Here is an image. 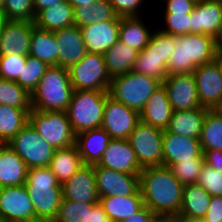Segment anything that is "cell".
<instances>
[{
    "label": "cell",
    "instance_id": "41",
    "mask_svg": "<svg viewBox=\"0 0 222 222\" xmlns=\"http://www.w3.org/2000/svg\"><path fill=\"white\" fill-rule=\"evenodd\" d=\"M175 49V36L165 34L159 30L153 31L148 45L143 49V53H155L167 66L171 54Z\"/></svg>",
    "mask_w": 222,
    "mask_h": 222
},
{
    "label": "cell",
    "instance_id": "32",
    "mask_svg": "<svg viewBox=\"0 0 222 222\" xmlns=\"http://www.w3.org/2000/svg\"><path fill=\"white\" fill-rule=\"evenodd\" d=\"M142 16L121 17L119 26V41L137 51H142L149 43L153 31L149 29ZM152 31V32H151Z\"/></svg>",
    "mask_w": 222,
    "mask_h": 222
},
{
    "label": "cell",
    "instance_id": "2",
    "mask_svg": "<svg viewBox=\"0 0 222 222\" xmlns=\"http://www.w3.org/2000/svg\"><path fill=\"white\" fill-rule=\"evenodd\" d=\"M215 38L207 34L175 36V49L167 63L169 75L192 73L198 66L215 60Z\"/></svg>",
    "mask_w": 222,
    "mask_h": 222
},
{
    "label": "cell",
    "instance_id": "7",
    "mask_svg": "<svg viewBox=\"0 0 222 222\" xmlns=\"http://www.w3.org/2000/svg\"><path fill=\"white\" fill-rule=\"evenodd\" d=\"M29 123L55 150L75 144L76 134L65 111L29 112Z\"/></svg>",
    "mask_w": 222,
    "mask_h": 222
},
{
    "label": "cell",
    "instance_id": "26",
    "mask_svg": "<svg viewBox=\"0 0 222 222\" xmlns=\"http://www.w3.org/2000/svg\"><path fill=\"white\" fill-rule=\"evenodd\" d=\"M207 111L208 108L205 107L173 111L166 131L180 136L200 139Z\"/></svg>",
    "mask_w": 222,
    "mask_h": 222
},
{
    "label": "cell",
    "instance_id": "1",
    "mask_svg": "<svg viewBox=\"0 0 222 222\" xmlns=\"http://www.w3.org/2000/svg\"><path fill=\"white\" fill-rule=\"evenodd\" d=\"M139 187L146 206L157 216L178 215L183 185L165 166L145 167L139 174Z\"/></svg>",
    "mask_w": 222,
    "mask_h": 222
},
{
    "label": "cell",
    "instance_id": "45",
    "mask_svg": "<svg viewBox=\"0 0 222 222\" xmlns=\"http://www.w3.org/2000/svg\"><path fill=\"white\" fill-rule=\"evenodd\" d=\"M27 56L11 54L0 55V78L16 81L26 64Z\"/></svg>",
    "mask_w": 222,
    "mask_h": 222
},
{
    "label": "cell",
    "instance_id": "35",
    "mask_svg": "<svg viewBox=\"0 0 222 222\" xmlns=\"http://www.w3.org/2000/svg\"><path fill=\"white\" fill-rule=\"evenodd\" d=\"M110 0H95L93 5L74 8V25L79 28L112 20L116 17Z\"/></svg>",
    "mask_w": 222,
    "mask_h": 222
},
{
    "label": "cell",
    "instance_id": "53",
    "mask_svg": "<svg viewBox=\"0 0 222 222\" xmlns=\"http://www.w3.org/2000/svg\"><path fill=\"white\" fill-rule=\"evenodd\" d=\"M63 1L64 0H33L34 14L36 16L43 9H46L54 4H58Z\"/></svg>",
    "mask_w": 222,
    "mask_h": 222
},
{
    "label": "cell",
    "instance_id": "36",
    "mask_svg": "<svg viewBox=\"0 0 222 222\" xmlns=\"http://www.w3.org/2000/svg\"><path fill=\"white\" fill-rule=\"evenodd\" d=\"M202 152L205 150L222 151V116L208 109L200 135Z\"/></svg>",
    "mask_w": 222,
    "mask_h": 222
},
{
    "label": "cell",
    "instance_id": "34",
    "mask_svg": "<svg viewBox=\"0 0 222 222\" xmlns=\"http://www.w3.org/2000/svg\"><path fill=\"white\" fill-rule=\"evenodd\" d=\"M31 110L0 104V144H8L29 123Z\"/></svg>",
    "mask_w": 222,
    "mask_h": 222
},
{
    "label": "cell",
    "instance_id": "27",
    "mask_svg": "<svg viewBox=\"0 0 222 222\" xmlns=\"http://www.w3.org/2000/svg\"><path fill=\"white\" fill-rule=\"evenodd\" d=\"M99 203L111 222H120L144 207L140 189L128 196L99 197Z\"/></svg>",
    "mask_w": 222,
    "mask_h": 222
},
{
    "label": "cell",
    "instance_id": "20",
    "mask_svg": "<svg viewBox=\"0 0 222 222\" xmlns=\"http://www.w3.org/2000/svg\"><path fill=\"white\" fill-rule=\"evenodd\" d=\"M194 158H204L199 139L180 136L164 130L163 132V166L171 167Z\"/></svg>",
    "mask_w": 222,
    "mask_h": 222
},
{
    "label": "cell",
    "instance_id": "14",
    "mask_svg": "<svg viewBox=\"0 0 222 222\" xmlns=\"http://www.w3.org/2000/svg\"><path fill=\"white\" fill-rule=\"evenodd\" d=\"M173 111L201 108L192 73L169 75L162 83Z\"/></svg>",
    "mask_w": 222,
    "mask_h": 222
},
{
    "label": "cell",
    "instance_id": "15",
    "mask_svg": "<svg viewBox=\"0 0 222 222\" xmlns=\"http://www.w3.org/2000/svg\"><path fill=\"white\" fill-rule=\"evenodd\" d=\"M192 74L201 106L213 109L222 97V77L217 61L198 66Z\"/></svg>",
    "mask_w": 222,
    "mask_h": 222
},
{
    "label": "cell",
    "instance_id": "62",
    "mask_svg": "<svg viewBox=\"0 0 222 222\" xmlns=\"http://www.w3.org/2000/svg\"><path fill=\"white\" fill-rule=\"evenodd\" d=\"M4 0H0V16H3Z\"/></svg>",
    "mask_w": 222,
    "mask_h": 222
},
{
    "label": "cell",
    "instance_id": "51",
    "mask_svg": "<svg viewBox=\"0 0 222 222\" xmlns=\"http://www.w3.org/2000/svg\"><path fill=\"white\" fill-rule=\"evenodd\" d=\"M156 217V214H154L146 206H144L140 211L120 222H155Z\"/></svg>",
    "mask_w": 222,
    "mask_h": 222
},
{
    "label": "cell",
    "instance_id": "9",
    "mask_svg": "<svg viewBox=\"0 0 222 222\" xmlns=\"http://www.w3.org/2000/svg\"><path fill=\"white\" fill-rule=\"evenodd\" d=\"M68 70L73 90L108 91L111 78L103 55L87 53Z\"/></svg>",
    "mask_w": 222,
    "mask_h": 222
},
{
    "label": "cell",
    "instance_id": "3",
    "mask_svg": "<svg viewBox=\"0 0 222 222\" xmlns=\"http://www.w3.org/2000/svg\"><path fill=\"white\" fill-rule=\"evenodd\" d=\"M25 186L36 218L53 222L63 198L62 185L49 167L28 169Z\"/></svg>",
    "mask_w": 222,
    "mask_h": 222
},
{
    "label": "cell",
    "instance_id": "23",
    "mask_svg": "<svg viewBox=\"0 0 222 222\" xmlns=\"http://www.w3.org/2000/svg\"><path fill=\"white\" fill-rule=\"evenodd\" d=\"M110 140V135L102 127L76 134L75 145L78 148L83 164H98Z\"/></svg>",
    "mask_w": 222,
    "mask_h": 222
},
{
    "label": "cell",
    "instance_id": "10",
    "mask_svg": "<svg viewBox=\"0 0 222 222\" xmlns=\"http://www.w3.org/2000/svg\"><path fill=\"white\" fill-rule=\"evenodd\" d=\"M163 132L141 120L128 138L142 168L163 166Z\"/></svg>",
    "mask_w": 222,
    "mask_h": 222
},
{
    "label": "cell",
    "instance_id": "31",
    "mask_svg": "<svg viewBox=\"0 0 222 222\" xmlns=\"http://www.w3.org/2000/svg\"><path fill=\"white\" fill-rule=\"evenodd\" d=\"M82 166V158L77 146L56 149L49 164V168L61 185L67 182Z\"/></svg>",
    "mask_w": 222,
    "mask_h": 222
},
{
    "label": "cell",
    "instance_id": "57",
    "mask_svg": "<svg viewBox=\"0 0 222 222\" xmlns=\"http://www.w3.org/2000/svg\"><path fill=\"white\" fill-rule=\"evenodd\" d=\"M216 113L222 116V97L220 101L213 107V109Z\"/></svg>",
    "mask_w": 222,
    "mask_h": 222
},
{
    "label": "cell",
    "instance_id": "29",
    "mask_svg": "<svg viewBox=\"0 0 222 222\" xmlns=\"http://www.w3.org/2000/svg\"><path fill=\"white\" fill-rule=\"evenodd\" d=\"M37 28L57 31L74 25V8L67 0L40 11L34 20Z\"/></svg>",
    "mask_w": 222,
    "mask_h": 222
},
{
    "label": "cell",
    "instance_id": "55",
    "mask_svg": "<svg viewBox=\"0 0 222 222\" xmlns=\"http://www.w3.org/2000/svg\"><path fill=\"white\" fill-rule=\"evenodd\" d=\"M68 3L73 7H84V5L90 4L93 5L95 0H67Z\"/></svg>",
    "mask_w": 222,
    "mask_h": 222
},
{
    "label": "cell",
    "instance_id": "58",
    "mask_svg": "<svg viewBox=\"0 0 222 222\" xmlns=\"http://www.w3.org/2000/svg\"><path fill=\"white\" fill-rule=\"evenodd\" d=\"M215 60L217 61L218 63V66H219V70H220V73H221V77H222V55H217Z\"/></svg>",
    "mask_w": 222,
    "mask_h": 222
},
{
    "label": "cell",
    "instance_id": "50",
    "mask_svg": "<svg viewBox=\"0 0 222 222\" xmlns=\"http://www.w3.org/2000/svg\"><path fill=\"white\" fill-rule=\"evenodd\" d=\"M205 164L222 171V151L221 150H205L203 151Z\"/></svg>",
    "mask_w": 222,
    "mask_h": 222
},
{
    "label": "cell",
    "instance_id": "28",
    "mask_svg": "<svg viewBox=\"0 0 222 222\" xmlns=\"http://www.w3.org/2000/svg\"><path fill=\"white\" fill-rule=\"evenodd\" d=\"M210 200L211 195L201 185L197 183L185 185L178 216L182 219H203Z\"/></svg>",
    "mask_w": 222,
    "mask_h": 222
},
{
    "label": "cell",
    "instance_id": "11",
    "mask_svg": "<svg viewBox=\"0 0 222 222\" xmlns=\"http://www.w3.org/2000/svg\"><path fill=\"white\" fill-rule=\"evenodd\" d=\"M140 121V114L115 101L109 95L106 97L102 128L111 139H128L130 133Z\"/></svg>",
    "mask_w": 222,
    "mask_h": 222
},
{
    "label": "cell",
    "instance_id": "25",
    "mask_svg": "<svg viewBox=\"0 0 222 222\" xmlns=\"http://www.w3.org/2000/svg\"><path fill=\"white\" fill-rule=\"evenodd\" d=\"M28 167L7 144H0V188L26 182Z\"/></svg>",
    "mask_w": 222,
    "mask_h": 222
},
{
    "label": "cell",
    "instance_id": "46",
    "mask_svg": "<svg viewBox=\"0 0 222 222\" xmlns=\"http://www.w3.org/2000/svg\"><path fill=\"white\" fill-rule=\"evenodd\" d=\"M197 184L201 185L210 195L222 196V171L204 164L199 174Z\"/></svg>",
    "mask_w": 222,
    "mask_h": 222
},
{
    "label": "cell",
    "instance_id": "44",
    "mask_svg": "<svg viewBox=\"0 0 222 222\" xmlns=\"http://www.w3.org/2000/svg\"><path fill=\"white\" fill-rule=\"evenodd\" d=\"M166 27L159 31L172 36H182L191 33V14H163Z\"/></svg>",
    "mask_w": 222,
    "mask_h": 222
},
{
    "label": "cell",
    "instance_id": "39",
    "mask_svg": "<svg viewBox=\"0 0 222 222\" xmlns=\"http://www.w3.org/2000/svg\"><path fill=\"white\" fill-rule=\"evenodd\" d=\"M49 66L37 57L28 55L26 64L21 70V75L18 76L15 82L31 94L37 88L40 79Z\"/></svg>",
    "mask_w": 222,
    "mask_h": 222
},
{
    "label": "cell",
    "instance_id": "43",
    "mask_svg": "<svg viewBox=\"0 0 222 222\" xmlns=\"http://www.w3.org/2000/svg\"><path fill=\"white\" fill-rule=\"evenodd\" d=\"M204 158H194L193 160L174 163L170 169L174 176L183 185L197 183L199 174L204 166Z\"/></svg>",
    "mask_w": 222,
    "mask_h": 222
},
{
    "label": "cell",
    "instance_id": "6",
    "mask_svg": "<svg viewBox=\"0 0 222 222\" xmlns=\"http://www.w3.org/2000/svg\"><path fill=\"white\" fill-rule=\"evenodd\" d=\"M108 91L73 90L66 110L75 134L102 127Z\"/></svg>",
    "mask_w": 222,
    "mask_h": 222
},
{
    "label": "cell",
    "instance_id": "56",
    "mask_svg": "<svg viewBox=\"0 0 222 222\" xmlns=\"http://www.w3.org/2000/svg\"><path fill=\"white\" fill-rule=\"evenodd\" d=\"M216 43V54L222 55V28L220 29L219 35L215 38Z\"/></svg>",
    "mask_w": 222,
    "mask_h": 222
},
{
    "label": "cell",
    "instance_id": "54",
    "mask_svg": "<svg viewBox=\"0 0 222 222\" xmlns=\"http://www.w3.org/2000/svg\"><path fill=\"white\" fill-rule=\"evenodd\" d=\"M155 222H183V219L178 215L157 216Z\"/></svg>",
    "mask_w": 222,
    "mask_h": 222
},
{
    "label": "cell",
    "instance_id": "12",
    "mask_svg": "<svg viewBox=\"0 0 222 222\" xmlns=\"http://www.w3.org/2000/svg\"><path fill=\"white\" fill-rule=\"evenodd\" d=\"M0 218L5 222L36 218L25 184L0 188Z\"/></svg>",
    "mask_w": 222,
    "mask_h": 222
},
{
    "label": "cell",
    "instance_id": "37",
    "mask_svg": "<svg viewBox=\"0 0 222 222\" xmlns=\"http://www.w3.org/2000/svg\"><path fill=\"white\" fill-rule=\"evenodd\" d=\"M0 104L19 109H32L31 94L15 81L0 78Z\"/></svg>",
    "mask_w": 222,
    "mask_h": 222
},
{
    "label": "cell",
    "instance_id": "17",
    "mask_svg": "<svg viewBox=\"0 0 222 222\" xmlns=\"http://www.w3.org/2000/svg\"><path fill=\"white\" fill-rule=\"evenodd\" d=\"M121 17L81 27L83 40L88 53L103 55L119 41Z\"/></svg>",
    "mask_w": 222,
    "mask_h": 222
},
{
    "label": "cell",
    "instance_id": "5",
    "mask_svg": "<svg viewBox=\"0 0 222 222\" xmlns=\"http://www.w3.org/2000/svg\"><path fill=\"white\" fill-rule=\"evenodd\" d=\"M161 85L159 80L131 70L111 78L108 95L140 114L147 100Z\"/></svg>",
    "mask_w": 222,
    "mask_h": 222
},
{
    "label": "cell",
    "instance_id": "19",
    "mask_svg": "<svg viewBox=\"0 0 222 222\" xmlns=\"http://www.w3.org/2000/svg\"><path fill=\"white\" fill-rule=\"evenodd\" d=\"M34 22L6 20L0 36V55L28 56Z\"/></svg>",
    "mask_w": 222,
    "mask_h": 222
},
{
    "label": "cell",
    "instance_id": "40",
    "mask_svg": "<svg viewBox=\"0 0 222 222\" xmlns=\"http://www.w3.org/2000/svg\"><path fill=\"white\" fill-rule=\"evenodd\" d=\"M92 205L62 198L57 217L53 222H88L89 209Z\"/></svg>",
    "mask_w": 222,
    "mask_h": 222
},
{
    "label": "cell",
    "instance_id": "4",
    "mask_svg": "<svg viewBox=\"0 0 222 222\" xmlns=\"http://www.w3.org/2000/svg\"><path fill=\"white\" fill-rule=\"evenodd\" d=\"M72 93L69 70L58 65L49 66L31 93L32 109L66 112Z\"/></svg>",
    "mask_w": 222,
    "mask_h": 222
},
{
    "label": "cell",
    "instance_id": "52",
    "mask_svg": "<svg viewBox=\"0 0 222 222\" xmlns=\"http://www.w3.org/2000/svg\"><path fill=\"white\" fill-rule=\"evenodd\" d=\"M88 222H111L102 205L98 202L89 209Z\"/></svg>",
    "mask_w": 222,
    "mask_h": 222
},
{
    "label": "cell",
    "instance_id": "47",
    "mask_svg": "<svg viewBox=\"0 0 222 222\" xmlns=\"http://www.w3.org/2000/svg\"><path fill=\"white\" fill-rule=\"evenodd\" d=\"M145 0H110L113 10L118 17L142 16L141 6ZM140 9V10H139Z\"/></svg>",
    "mask_w": 222,
    "mask_h": 222
},
{
    "label": "cell",
    "instance_id": "59",
    "mask_svg": "<svg viewBox=\"0 0 222 222\" xmlns=\"http://www.w3.org/2000/svg\"><path fill=\"white\" fill-rule=\"evenodd\" d=\"M5 22H6V19L3 16H0V36H1L2 28Z\"/></svg>",
    "mask_w": 222,
    "mask_h": 222
},
{
    "label": "cell",
    "instance_id": "48",
    "mask_svg": "<svg viewBox=\"0 0 222 222\" xmlns=\"http://www.w3.org/2000/svg\"><path fill=\"white\" fill-rule=\"evenodd\" d=\"M165 10L163 14L184 13L191 14L194 10L196 0H164Z\"/></svg>",
    "mask_w": 222,
    "mask_h": 222
},
{
    "label": "cell",
    "instance_id": "22",
    "mask_svg": "<svg viewBox=\"0 0 222 222\" xmlns=\"http://www.w3.org/2000/svg\"><path fill=\"white\" fill-rule=\"evenodd\" d=\"M58 45V66L70 68L88 52L85 47L81 28L77 25L54 31Z\"/></svg>",
    "mask_w": 222,
    "mask_h": 222
},
{
    "label": "cell",
    "instance_id": "16",
    "mask_svg": "<svg viewBox=\"0 0 222 222\" xmlns=\"http://www.w3.org/2000/svg\"><path fill=\"white\" fill-rule=\"evenodd\" d=\"M97 165L128 174H140L143 169L128 139H111Z\"/></svg>",
    "mask_w": 222,
    "mask_h": 222
},
{
    "label": "cell",
    "instance_id": "33",
    "mask_svg": "<svg viewBox=\"0 0 222 222\" xmlns=\"http://www.w3.org/2000/svg\"><path fill=\"white\" fill-rule=\"evenodd\" d=\"M29 55L37 57L48 65H58V45L55 33L37 28L32 30Z\"/></svg>",
    "mask_w": 222,
    "mask_h": 222
},
{
    "label": "cell",
    "instance_id": "21",
    "mask_svg": "<svg viewBox=\"0 0 222 222\" xmlns=\"http://www.w3.org/2000/svg\"><path fill=\"white\" fill-rule=\"evenodd\" d=\"M190 20L191 33L216 38L222 28V0L197 1Z\"/></svg>",
    "mask_w": 222,
    "mask_h": 222
},
{
    "label": "cell",
    "instance_id": "61",
    "mask_svg": "<svg viewBox=\"0 0 222 222\" xmlns=\"http://www.w3.org/2000/svg\"><path fill=\"white\" fill-rule=\"evenodd\" d=\"M183 222H205L203 219H183Z\"/></svg>",
    "mask_w": 222,
    "mask_h": 222
},
{
    "label": "cell",
    "instance_id": "8",
    "mask_svg": "<svg viewBox=\"0 0 222 222\" xmlns=\"http://www.w3.org/2000/svg\"><path fill=\"white\" fill-rule=\"evenodd\" d=\"M29 169L48 167L55 149L28 123L7 144Z\"/></svg>",
    "mask_w": 222,
    "mask_h": 222
},
{
    "label": "cell",
    "instance_id": "13",
    "mask_svg": "<svg viewBox=\"0 0 222 222\" xmlns=\"http://www.w3.org/2000/svg\"><path fill=\"white\" fill-rule=\"evenodd\" d=\"M99 197L128 196L139 189V174H128L93 165Z\"/></svg>",
    "mask_w": 222,
    "mask_h": 222
},
{
    "label": "cell",
    "instance_id": "18",
    "mask_svg": "<svg viewBox=\"0 0 222 222\" xmlns=\"http://www.w3.org/2000/svg\"><path fill=\"white\" fill-rule=\"evenodd\" d=\"M64 199L79 203L96 204L99 196L93 165L82 166L67 182L62 185Z\"/></svg>",
    "mask_w": 222,
    "mask_h": 222
},
{
    "label": "cell",
    "instance_id": "38",
    "mask_svg": "<svg viewBox=\"0 0 222 222\" xmlns=\"http://www.w3.org/2000/svg\"><path fill=\"white\" fill-rule=\"evenodd\" d=\"M132 71L148 75L161 83L169 76L167 66L162 62V58L155 53H143V50L138 53Z\"/></svg>",
    "mask_w": 222,
    "mask_h": 222
},
{
    "label": "cell",
    "instance_id": "24",
    "mask_svg": "<svg viewBox=\"0 0 222 222\" xmlns=\"http://www.w3.org/2000/svg\"><path fill=\"white\" fill-rule=\"evenodd\" d=\"M173 109L167 97L166 89L161 85L147 100L143 110L140 113V120L155 128L166 130Z\"/></svg>",
    "mask_w": 222,
    "mask_h": 222
},
{
    "label": "cell",
    "instance_id": "60",
    "mask_svg": "<svg viewBox=\"0 0 222 222\" xmlns=\"http://www.w3.org/2000/svg\"><path fill=\"white\" fill-rule=\"evenodd\" d=\"M13 222H46V221L40 220L38 218H35V219H32V220L13 221Z\"/></svg>",
    "mask_w": 222,
    "mask_h": 222
},
{
    "label": "cell",
    "instance_id": "30",
    "mask_svg": "<svg viewBox=\"0 0 222 222\" xmlns=\"http://www.w3.org/2000/svg\"><path fill=\"white\" fill-rule=\"evenodd\" d=\"M139 51L117 41L103 54L106 70L110 78L130 72L135 64Z\"/></svg>",
    "mask_w": 222,
    "mask_h": 222
},
{
    "label": "cell",
    "instance_id": "49",
    "mask_svg": "<svg viewBox=\"0 0 222 222\" xmlns=\"http://www.w3.org/2000/svg\"><path fill=\"white\" fill-rule=\"evenodd\" d=\"M203 220L205 222H222V196L211 197L209 208Z\"/></svg>",
    "mask_w": 222,
    "mask_h": 222
},
{
    "label": "cell",
    "instance_id": "42",
    "mask_svg": "<svg viewBox=\"0 0 222 222\" xmlns=\"http://www.w3.org/2000/svg\"><path fill=\"white\" fill-rule=\"evenodd\" d=\"M3 17L10 21L34 22L33 0H4Z\"/></svg>",
    "mask_w": 222,
    "mask_h": 222
}]
</instances>
